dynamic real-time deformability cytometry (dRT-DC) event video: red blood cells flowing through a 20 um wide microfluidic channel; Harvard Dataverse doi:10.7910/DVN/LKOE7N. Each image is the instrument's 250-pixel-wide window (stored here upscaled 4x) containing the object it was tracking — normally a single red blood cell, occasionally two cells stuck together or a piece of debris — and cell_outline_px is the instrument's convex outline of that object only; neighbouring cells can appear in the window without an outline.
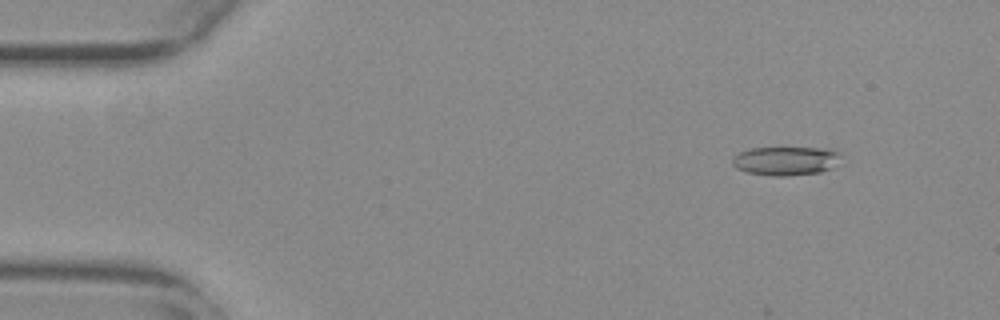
{"species": "common noctule bat (a hibernating species)", "species_latin": "Nyctalus noctula", "temperature_condition": "warm", "stored_images_in_passage": 52, "camera_frame_rate_fps": 3000, "um_per_image_px": 0.085, "animal": {"sex": "female", "body_mass_g": 29.2, "forearm_length_mm": 56.3}, "frame": {"image": 1, "passage_image": 3, "time_ms": 0.667, "image_size_px": [1000, 320], "cell_outline_px": [[840, 156], [832, 168], [820, 172], [788, 176], [772, 176], [748, 172], [736, 168], [732, 164], [732, 156], [740, 152], [752, 148], [828, 148], [840, 152]], "centroid_in_image_um": [66.77, 13.67], "position_along_channel_um": 18.2, "area_um2": 18.21}}
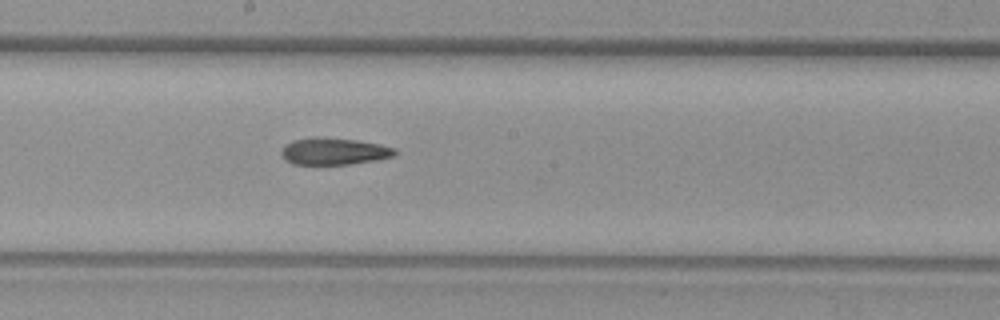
{"frame": {"image": 2, "passage_image": 27, "time_ms": 8.667, "image_size_px": [1000, 320], "cell_outline_px": [[396, 156], [376, 160], [348, 164], [292, 164], [284, 160], [280, 152], [292, 140], [312, 136], [356, 140], [380, 144], [396, 148]], "centroid_in_image_um": [28.39, 12.86], "position_along_channel_um": 219.8, "area_um2": 17.86}}
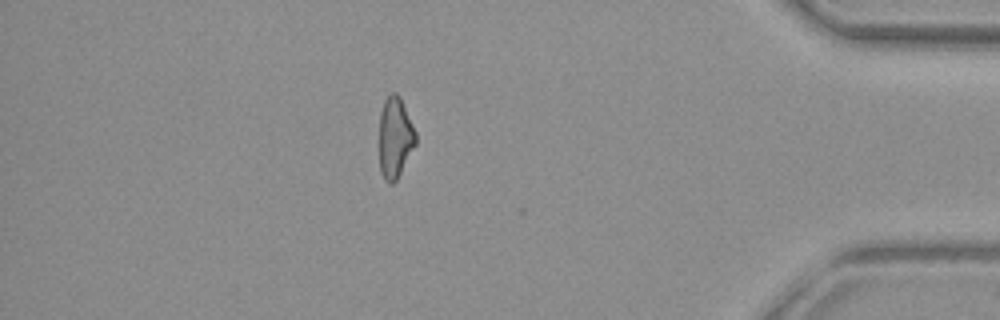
{"frame": {"image": 3, "passage_image": 45, "time_ms": 14.667, "image_size_px": [1000, 320], "cell_outline_px": [[416, 144], [396, 180], [392, 184], [388, 184], [384, 180], [380, 172], [380, 112], [384, 100], [392, 92], [396, 92], [400, 96], [416, 132]], "centroid_in_image_um": [33.58, 11.69], "position_along_channel_um": 401.6, "area_um2": 17.17}, "authors_computed_cell_mechanics": {"area_um2": 18.2937, "velocity_mm_per_s": 3.7617, "shape_relaxation_time_tau1_ms": null, "shape_relaxation_time_tau2_ms": 4.3418, "deformation_change_tau1": null, "deformation_change_tau2": 0.1356}}